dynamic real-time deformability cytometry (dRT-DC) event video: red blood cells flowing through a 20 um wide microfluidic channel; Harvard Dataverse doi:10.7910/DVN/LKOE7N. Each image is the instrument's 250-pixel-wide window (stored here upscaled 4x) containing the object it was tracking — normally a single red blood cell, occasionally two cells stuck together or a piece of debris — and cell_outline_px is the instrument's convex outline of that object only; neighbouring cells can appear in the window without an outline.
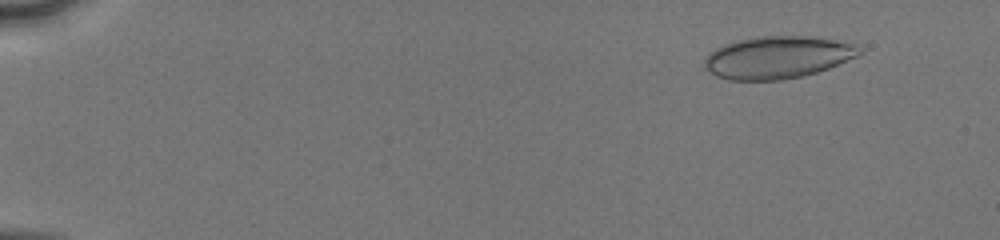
{"species": "human", "species_latin": "Homo sapiens", "temperature_condition": "cold", "stored_images_in_passage": 51, "camera_frame_rate_fps": 3000, "um_per_image_px": 0.085, "donor": {"sex": "male"}, "frame": {"image": 1, "passage_image": 6, "time_ms": 1.667, "image_size_px": [1000, 240], "cell_outline_px": [[864, 52], [856, 56], [828, 68], [804, 76], [780, 80], [728, 80], [716, 76], [708, 72], [704, 68], [704, 60], [708, 52], [724, 44], [736, 40], [756, 36], [812, 36], [856, 44]], "centroid_in_image_um": [66.05, 4.87], "position_along_channel_um": 19.0, "area_um2": 38.44}}
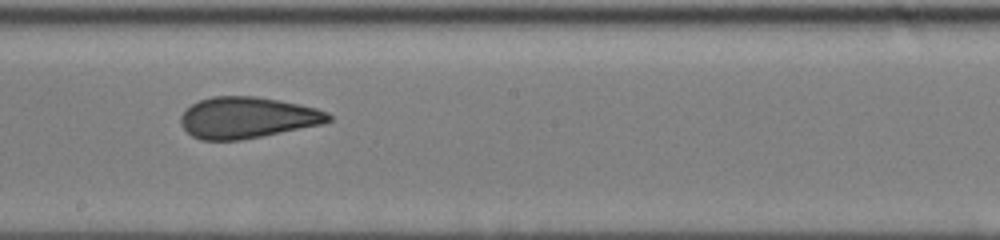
{"frame": {"image": 2, "passage_image": 31, "time_ms": 10.0, "image_size_px": [1000, 240], "cell_outline_px": [[332, 120], [324, 124], [240, 140], [200, 140], [192, 136], [180, 124], [180, 116], [192, 104], [200, 100], [212, 96], [256, 96], [280, 100], [300, 104], [316, 108], [328, 112], [332, 116]], "centroid_in_image_um": [21.04, 9.99], "position_along_channel_um": 227.2, "area_um2": 35.6}}
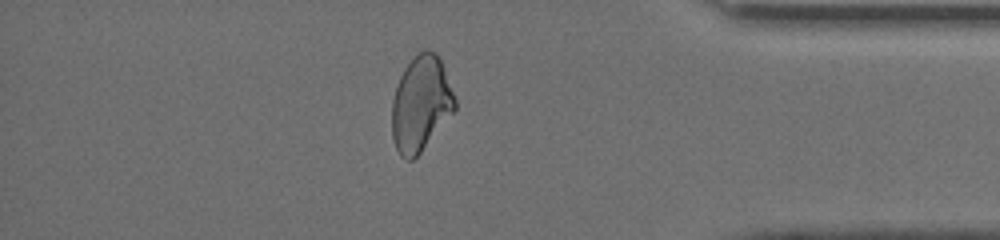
{"frame": {"image": 3, "passage_image": 45, "time_ms": 14.667, "image_size_px": [1000, 240], "cell_outline_px": [[456, 108], [420, 152], [412, 160], [408, 160], [400, 156], [396, 148], [392, 136], [392, 100], [400, 76], [404, 68], [424, 48], [428, 48], [436, 52], [440, 60], [456, 100]], "centroid_in_image_um": [35.75, 8.81], "position_along_channel_um": 399.4, "area_um2": 34.39}, "authors_computed_cell_mechanics": {"area_um2": 36.703, "velocity_mm_per_s": 4.1519, "shape_relaxation_time_tau1_ms": 7.7748, "shape_relaxation_time_tau2_ms": 1.3309, "deformation_change_tau1": 0.1365, "deformation_change_tau2": 0.0741}}